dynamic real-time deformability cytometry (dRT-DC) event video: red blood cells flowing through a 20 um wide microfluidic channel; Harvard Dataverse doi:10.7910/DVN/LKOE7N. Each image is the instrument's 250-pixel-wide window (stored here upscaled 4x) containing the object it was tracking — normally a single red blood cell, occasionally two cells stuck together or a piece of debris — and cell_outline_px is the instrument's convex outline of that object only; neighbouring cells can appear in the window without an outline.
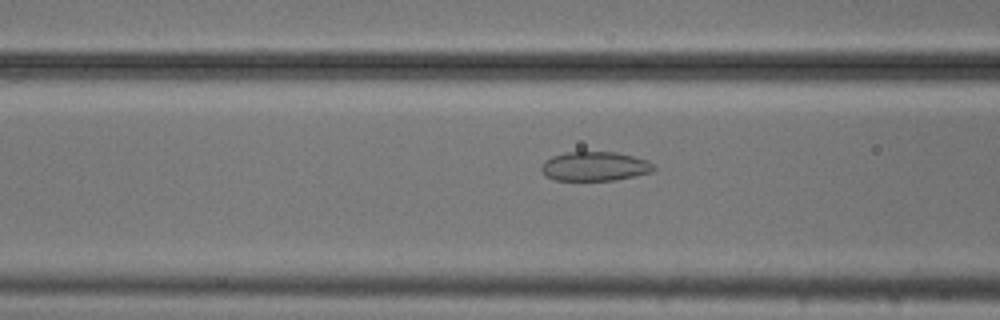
{"species": "common noctule bat (a hibernating species)", "species_latin": "Nyctalus noctula", "temperature_condition": "cold", "stored_images_in_passage": 49, "camera_frame_rate_fps": 3000, "um_per_image_px": 0.085, "animal": {"sex": "male", "body_mass_g": 20.5, "forearm_length_mm": 52.5}, "frame": {"image": 1, "passage_image": 21, "time_ms": 6.667, "image_size_px": [1000, 320], "cell_outline_px": [[656, 168], [652, 172], [616, 180], [556, 180], [544, 176], [540, 168], [544, 160], [552, 156], [564, 152], [616, 152], [648, 160]], "centroid_in_image_um": [50.53, 14.14], "position_along_channel_um": 116.1, "area_um2": 19.25}}
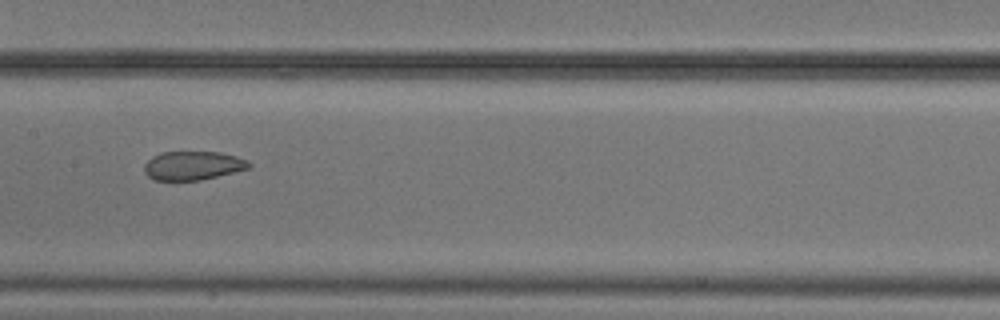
{"frame": {"image": 2, "passage_image": 27, "time_ms": 8.667, "image_size_px": [1000, 320], "cell_outline_px": [[252, 168], [200, 180], [156, 180], [148, 176], [144, 172], [144, 164], [152, 156], [160, 152], [220, 152], [236, 156], [248, 160], [252, 164]], "centroid_in_image_um": [16.42, 14.07], "position_along_channel_um": 191.0, "area_um2": 17.69}}
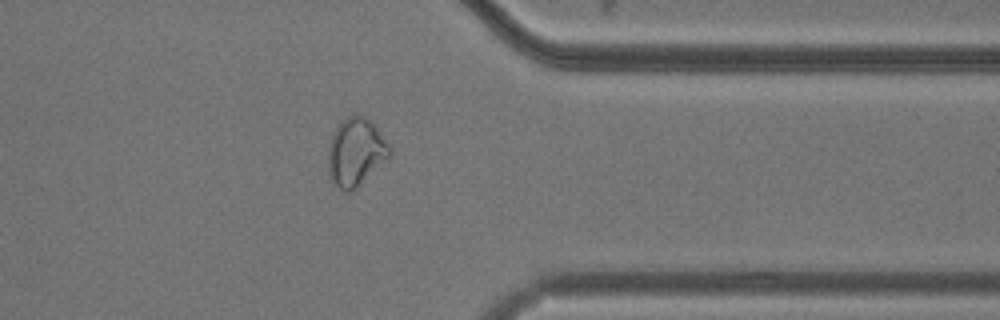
{"frame": {"image": 3, "passage_image": 43, "time_ms": 14.0, "image_size_px": [1000, 320], "cell_outline_px": [[392, 156], [388, 160], [352, 192], [344, 192], [332, 180], [328, 172], [328, 144], [332, 132], [340, 120], [356, 112], [360, 112], [372, 120], [388, 144], [392, 152]], "centroid_in_image_um": [30.25, 12.88], "position_along_channel_um": 381.2, "area_um2": 25.14}, "authors_computed_cell_mechanics": {"area_um2": 21.9062, "velocity_mm_per_s": 3.7179, "shape_relaxation_time_tau1_ms": null, "shape_relaxation_time_tau2_ms": 2.1529, "deformation_change_tau1": null, "deformation_change_tau2": 0.0578}}